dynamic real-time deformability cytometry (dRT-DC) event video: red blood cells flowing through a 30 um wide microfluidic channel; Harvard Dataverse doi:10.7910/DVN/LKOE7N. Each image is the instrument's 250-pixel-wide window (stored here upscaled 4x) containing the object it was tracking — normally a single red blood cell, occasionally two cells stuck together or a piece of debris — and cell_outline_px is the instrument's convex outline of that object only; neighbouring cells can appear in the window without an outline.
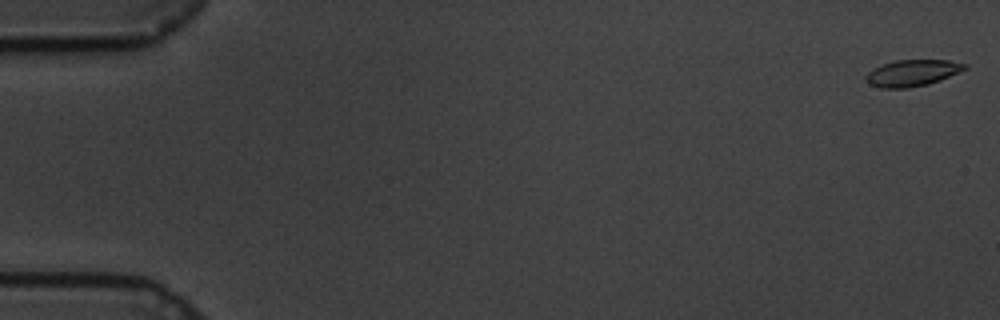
{"species": "common noctule bat (a hibernating species)", "species_latin": "Nyctalus noctula", "temperature_condition": "cold", "stored_images_in_passage": 60, "camera_frame_rate_fps": 3000, "um_per_image_px": 0.085, "animal": {"sex": "male", "body_mass_g": 19.5, "forearm_length_mm": 54.6}, "frame": {"image": 1, "passage_image": 1, "time_ms": 0.0, "image_size_px": [1000, 320], "cell_outline_px": [[968, 68], [960, 72], [940, 80], [928, 84], [908, 88], [880, 88], [868, 84], [864, 80], [864, 76], [872, 68], [896, 60], [948, 60], [968, 64]], "centroid_in_image_um": [77.53, 6.21], "position_along_channel_um": 7.5, "area_um2": 15.43}}
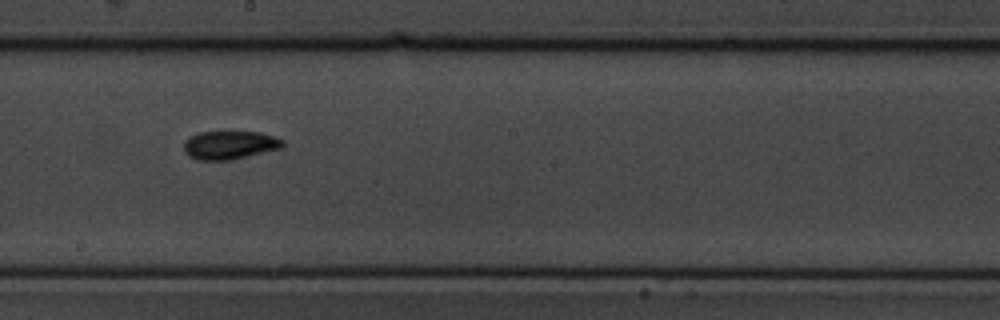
{"frame": {"image": 2, "passage_image": 34, "time_ms": 11.0, "image_size_px": [1000, 320], "cell_outline_px": [[284, 144], [280, 148], [232, 160], [200, 160], [188, 156], [184, 152], [184, 144], [192, 136], [200, 132], [260, 132], [284, 140]], "centroid_in_image_um": [19.53, 12.34], "position_along_channel_um": 228.7, "area_um2": 16.13}}
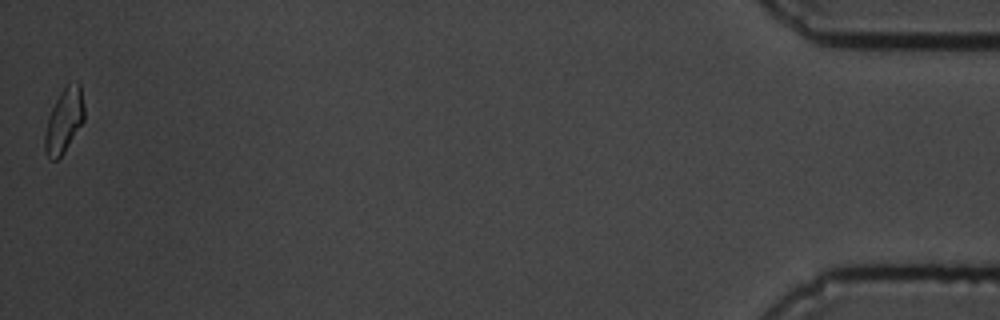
{"frame": {"image": 3, "passage_image": 60, "time_ms": 19.667, "image_size_px": [1000, 320], "cell_outline_px": [[84, 120], [64, 152], [56, 160], [52, 160], [48, 156], [44, 148], [44, 136], [48, 116], [60, 92], [68, 84], [76, 80], [80, 84], [84, 108]], "centroid_in_image_um": [5.44, 10.23], "position_along_channel_um": 429.8, "area_um2": 14.62}, "authors_computed_cell_mechanics": {"area_um2": 15.606, "velocity_mm_per_s": 3.3716, "shape_relaxation_time_tau1_ms": 4.0514, "shape_relaxation_time_tau2_ms": 8.4245, "deformation_change_tau1": 0.1185, "deformation_change_tau2": 0.1229}}